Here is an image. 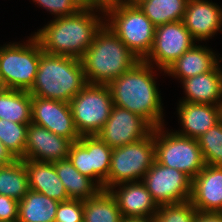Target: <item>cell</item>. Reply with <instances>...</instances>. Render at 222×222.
Wrapping results in <instances>:
<instances>
[{"mask_svg": "<svg viewBox=\"0 0 222 222\" xmlns=\"http://www.w3.org/2000/svg\"><path fill=\"white\" fill-rule=\"evenodd\" d=\"M95 12L104 13L97 8L84 7L74 15L56 17L33 36L47 54L80 59L105 24L102 16Z\"/></svg>", "mask_w": 222, "mask_h": 222, "instance_id": "6da1fadb", "label": "cell"}, {"mask_svg": "<svg viewBox=\"0 0 222 222\" xmlns=\"http://www.w3.org/2000/svg\"><path fill=\"white\" fill-rule=\"evenodd\" d=\"M153 67L144 60H140L108 86L115 106L141 116L153 128H156L164 124V114Z\"/></svg>", "mask_w": 222, "mask_h": 222, "instance_id": "7a4b0ae2", "label": "cell"}, {"mask_svg": "<svg viewBox=\"0 0 222 222\" xmlns=\"http://www.w3.org/2000/svg\"><path fill=\"white\" fill-rule=\"evenodd\" d=\"M90 84L109 85L140 59L104 24L80 58Z\"/></svg>", "mask_w": 222, "mask_h": 222, "instance_id": "3957f363", "label": "cell"}, {"mask_svg": "<svg viewBox=\"0 0 222 222\" xmlns=\"http://www.w3.org/2000/svg\"><path fill=\"white\" fill-rule=\"evenodd\" d=\"M87 84L80 59L43 52L35 82L28 92L43 99L69 103Z\"/></svg>", "mask_w": 222, "mask_h": 222, "instance_id": "277c9868", "label": "cell"}, {"mask_svg": "<svg viewBox=\"0 0 222 222\" xmlns=\"http://www.w3.org/2000/svg\"><path fill=\"white\" fill-rule=\"evenodd\" d=\"M103 16L105 24L133 54L140 60L148 56L154 44L155 26L138 6L116 5L106 9Z\"/></svg>", "mask_w": 222, "mask_h": 222, "instance_id": "5b68a950", "label": "cell"}, {"mask_svg": "<svg viewBox=\"0 0 222 222\" xmlns=\"http://www.w3.org/2000/svg\"><path fill=\"white\" fill-rule=\"evenodd\" d=\"M26 41L0 46V77L5 88L29 91L35 82L43 50L34 36Z\"/></svg>", "mask_w": 222, "mask_h": 222, "instance_id": "8992f818", "label": "cell"}, {"mask_svg": "<svg viewBox=\"0 0 222 222\" xmlns=\"http://www.w3.org/2000/svg\"><path fill=\"white\" fill-rule=\"evenodd\" d=\"M163 128L164 125L154 128L155 161L193 179L206 165L197 139L165 132Z\"/></svg>", "mask_w": 222, "mask_h": 222, "instance_id": "52a82bcc", "label": "cell"}, {"mask_svg": "<svg viewBox=\"0 0 222 222\" xmlns=\"http://www.w3.org/2000/svg\"><path fill=\"white\" fill-rule=\"evenodd\" d=\"M69 105L79 135L93 136L107 122L114 103L108 85L88 83Z\"/></svg>", "mask_w": 222, "mask_h": 222, "instance_id": "ba28073f", "label": "cell"}, {"mask_svg": "<svg viewBox=\"0 0 222 222\" xmlns=\"http://www.w3.org/2000/svg\"><path fill=\"white\" fill-rule=\"evenodd\" d=\"M155 161L154 128L142 140L113 148L107 190L124 182L142 181Z\"/></svg>", "mask_w": 222, "mask_h": 222, "instance_id": "9c48e42d", "label": "cell"}, {"mask_svg": "<svg viewBox=\"0 0 222 222\" xmlns=\"http://www.w3.org/2000/svg\"><path fill=\"white\" fill-rule=\"evenodd\" d=\"M112 151L97 135L81 136L71 144L68 158L82 175L107 190Z\"/></svg>", "mask_w": 222, "mask_h": 222, "instance_id": "30bf717a", "label": "cell"}, {"mask_svg": "<svg viewBox=\"0 0 222 222\" xmlns=\"http://www.w3.org/2000/svg\"><path fill=\"white\" fill-rule=\"evenodd\" d=\"M158 206L190 200L192 179L185 173L154 161L142 179Z\"/></svg>", "mask_w": 222, "mask_h": 222, "instance_id": "8fae6325", "label": "cell"}, {"mask_svg": "<svg viewBox=\"0 0 222 222\" xmlns=\"http://www.w3.org/2000/svg\"><path fill=\"white\" fill-rule=\"evenodd\" d=\"M196 41L182 21L155 27L154 44L145 62L166 71L178 58L195 45Z\"/></svg>", "mask_w": 222, "mask_h": 222, "instance_id": "7c38bea8", "label": "cell"}, {"mask_svg": "<svg viewBox=\"0 0 222 222\" xmlns=\"http://www.w3.org/2000/svg\"><path fill=\"white\" fill-rule=\"evenodd\" d=\"M152 130L153 127L141 116L114 105L97 136L109 147L118 148L144 139Z\"/></svg>", "mask_w": 222, "mask_h": 222, "instance_id": "4fadbf2b", "label": "cell"}, {"mask_svg": "<svg viewBox=\"0 0 222 222\" xmlns=\"http://www.w3.org/2000/svg\"><path fill=\"white\" fill-rule=\"evenodd\" d=\"M31 122L69 139L72 143L81 137L68 102L32 96Z\"/></svg>", "mask_w": 222, "mask_h": 222, "instance_id": "5bb4252c", "label": "cell"}, {"mask_svg": "<svg viewBox=\"0 0 222 222\" xmlns=\"http://www.w3.org/2000/svg\"><path fill=\"white\" fill-rule=\"evenodd\" d=\"M72 142L34 123L28 124L27 141L22 159L54 163L67 159Z\"/></svg>", "mask_w": 222, "mask_h": 222, "instance_id": "9a60e30c", "label": "cell"}, {"mask_svg": "<svg viewBox=\"0 0 222 222\" xmlns=\"http://www.w3.org/2000/svg\"><path fill=\"white\" fill-rule=\"evenodd\" d=\"M182 22L196 41H206L222 31V8L208 0H189Z\"/></svg>", "mask_w": 222, "mask_h": 222, "instance_id": "2e32d148", "label": "cell"}, {"mask_svg": "<svg viewBox=\"0 0 222 222\" xmlns=\"http://www.w3.org/2000/svg\"><path fill=\"white\" fill-rule=\"evenodd\" d=\"M190 201L197 211L222 212V166L205 165L192 179Z\"/></svg>", "mask_w": 222, "mask_h": 222, "instance_id": "e0dca14e", "label": "cell"}, {"mask_svg": "<svg viewBox=\"0 0 222 222\" xmlns=\"http://www.w3.org/2000/svg\"><path fill=\"white\" fill-rule=\"evenodd\" d=\"M109 191L116 199L122 217L155 216L157 213L159 206L142 181L117 184Z\"/></svg>", "mask_w": 222, "mask_h": 222, "instance_id": "ac0fdd59", "label": "cell"}, {"mask_svg": "<svg viewBox=\"0 0 222 222\" xmlns=\"http://www.w3.org/2000/svg\"><path fill=\"white\" fill-rule=\"evenodd\" d=\"M178 105L177 111L183 130L175 132L180 135L198 139L221 121V106L180 101Z\"/></svg>", "mask_w": 222, "mask_h": 222, "instance_id": "d6986e66", "label": "cell"}, {"mask_svg": "<svg viewBox=\"0 0 222 222\" xmlns=\"http://www.w3.org/2000/svg\"><path fill=\"white\" fill-rule=\"evenodd\" d=\"M219 63L209 72L182 80L184 99L190 102L207 105H222V69Z\"/></svg>", "mask_w": 222, "mask_h": 222, "instance_id": "ffe728a7", "label": "cell"}, {"mask_svg": "<svg viewBox=\"0 0 222 222\" xmlns=\"http://www.w3.org/2000/svg\"><path fill=\"white\" fill-rule=\"evenodd\" d=\"M29 176V188L59 202L69 200L53 163L22 159Z\"/></svg>", "mask_w": 222, "mask_h": 222, "instance_id": "44dd1931", "label": "cell"}, {"mask_svg": "<svg viewBox=\"0 0 222 222\" xmlns=\"http://www.w3.org/2000/svg\"><path fill=\"white\" fill-rule=\"evenodd\" d=\"M211 49L194 45L164 72L180 81L211 71L220 61Z\"/></svg>", "mask_w": 222, "mask_h": 222, "instance_id": "7402d4cb", "label": "cell"}, {"mask_svg": "<svg viewBox=\"0 0 222 222\" xmlns=\"http://www.w3.org/2000/svg\"><path fill=\"white\" fill-rule=\"evenodd\" d=\"M69 199L86 200L95 196L101 188L87 176L82 175L67 159L53 163Z\"/></svg>", "mask_w": 222, "mask_h": 222, "instance_id": "603a6c76", "label": "cell"}, {"mask_svg": "<svg viewBox=\"0 0 222 222\" xmlns=\"http://www.w3.org/2000/svg\"><path fill=\"white\" fill-rule=\"evenodd\" d=\"M59 203L30 189L18 202V222H55Z\"/></svg>", "mask_w": 222, "mask_h": 222, "instance_id": "cb8c5ba5", "label": "cell"}, {"mask_svg": "<svg viewBox=\"0 0 222 222\" xmlns=\"http://www.w3.org/2000/svg\"><path fill=\"white\" fill-rule=\"evenodd\" d=\"M32 95L28 91L0 90V119L19 124L31 123Z\"/></svg>", "mask_w": 222, "mask_h": 222, "instance_id": "d4e9b609", "label": "cell"}, {"mask_svg": "<svg viewBox=\"0 0 222 222\" xmlns=\"http://www.w3.org/2000/svg\"><path fill=\"white\" fill-rule=\"evenodd\" d=\"M84 222H121L122 214L109 190L101 189L95 196L83 200Z\"/></svg>", "mask_w": 222, "mask_h": 222, "instance_id": "484cf974", "label": "cell"}, {"mask_svg": "<svg viewBox=\"0 0 222 222\" xmlns=\"http://www.w3.org/2000/svg\"><path fill=\"white\" fill-rule=\"evenodd\" d=\"M189 0H145L139 9L155 27L166 23L182 21Z\"/></svg>", "mask_w": 222, "mask_h": 222, "instance_id": "4316f807", "label": "cell"}, {"mask_svg": "<svg viewBox=\"0 0 222 222\" xmlns=\"http://www.w3.org/2000/svg\"><path fill=\"white\" fill-rule=\"evenodd\" d=\"M29 190L28 171L22 159H16L0 169V195L19 201Z\"/></svg>", "mask_w": 222, "mask_h": 222, "instance_id": "83f0119b", "label": "cell"}, {"mask_svg": "<svg viewBox=\"0 0 222 222\" xmlns=\"http://www.w3.org/2000/svg\"><path fill=\"white\" fill-rule=\"evenodd\" d=\"M27 129L28 124H19L0 119V141L16 159L24 157Z\"/></svg>", "mask_w": 222, "mask_h": 222, "instance_id": "f1b7e54d", "label": "cell"}, {"mask_svg": "<svg viewBox=\"0 0 222 222\" xmlns=\"http://www.w3.org/2000/svg\"><path fill=\"white\" fill-rule=\"evenodd\" d=\"M206 165L222 166V121L197 139Z\"/></svg>", "mask_w": 222, "mask_h": 222, "instance_id": "f546056e", "label": "cell"}, {"mask_svg": "<svg viewBox=\"0 0 222 222\" xmlns=\"http://www.w3.org/2000/svg\"><path fill=\"white\" fill-rule=\"evenodd\" d=\"M197 210L191 201L163 204L158 207L154 222H194Z\"/></svg>", "mask_w": 222, "mask_h": 222, "instance_id": "4dcf8cb0", "label": "cell"}, {"mask_svg": "<svg viewBox=\"0 0 222 222\" xmlns=\"http://www.w3.org/2000/svg\"><path fill=\"white\" fill-rule=\"evenodd\" d=\"M84 204L80 199L60 202L56 211L55 222H84Z\"/></svg>", "mask_w": 222, "mask_h": 222, "instance_id": "1f68e13d", "label": "cell"}, {"mask_svg": "<svg viewBox=\"0 0 222 222\" xmlns=\"http://www.w3.org/2000/svg\"><path fill=\"white\" fill-rule=\"evenodd\" d=\"M56 17L71 16L84 6L78 0H33Z\"/></svg>", "mask_w": 222, "mask_h": 222, "instance_id": "d6a6232c", "label": "cell"}, {"mask_svg": "<svg viewBox=\"0 0 222 222\" xmlns=\"http://www.w3.org/2000/svg\"><path fill=\"white\" fill-rule=\"evenodd\" d=\"M18 200L0 195V222L18 221Z\"/></svg>", "mask_w": 222, "mask_h": 222, "instance_id": "836d02e7", "label": "cell"}, {"mask_svg": "<svg viewBox=\"0 0 222 222\" xmlns=\"http://www.w3.org/2000/svg\"><path fill=\"white\" fill-rule=\"evenodd\" d=\"M194 222H222V212L197 211Z\"/></svg>", "mask_w": 222, "mask_h": 222, "instance_id": "e575fe53", "label": "cell"}, {"mask_svg": "<svg viewBox=\"0 0 222 222\" xmlns=\"http://www.w3.org/2000/svg\"><path fill=\"white\" fill-rule=\"evenodd\" d=\"M121 4L122 0H89V7L97 8L103 11L110 7Z\"/></svg>", "mask_w": 222, "mask_h": 222, "instance_id": "d590c367", "label": "cell"}, {"mask_svg": "<svg viewBox=\"0 0 222 222\" xmlns=\"http://www.w3.org/2000/svg\"><path fill=\"white\" fill-rule=\"evenodd\" d=\"M16 158L9 152V150L0 141V169L5 165L14 162Z\"/></svg>", "mask_w": 222, "mask_h": 222, "instance_id": "8d00e7d4", "label": "cell"}, {"mask_svg": "<svg viewBox=\"0 0 222 222\" xmlns=\"http://www.w3.org/2000/svg\"><path fill=\"white\" fill-rule=\"evenodd\" d=\"M121 222H154V216L123 217Z\"/></svg>", "mask_w": 222, "mask_h": 222, "instance_id": "74e56055", "label": "cell"}, {"mask_svg": "<svg viewBox=\"0 0 222 222\" xmlns=\"http://www.w3.org/2000/svg\"><path fill=\"white\" fill-rule=\"evenodd\" d=\"M143 1L145 0H122V4L127 6H138Z\"/></svg>", "mask_w": 222, "mask_h": 222, "instance_id": "f35d334b", "label": "cell"}, {"mask_svg": "<svg viewBox=\"0 0 222 222\" xmlns=\"http://www.w3.org/2000/svg\"><path fill=\"white\" fill-rule=\"evenodd\" d=\"M84 7H89V0H78Z\"/></svg>", "mask_w": 222, "mask_h": 222, "instance_id": "ab89813d", "label": "cell"}, {"mask_svg": "<svg viewBox=\"0 0 222 222\" xmlns=\"http://www.w3.org/2000/svg\"><path fill=\"white\" fill-rule=\"evenodd\" d=\"M4 88H5L4 84H3L2 80H1V77H0V90H3Z\"/></svg>", "mask_w": 222, "mask_h": 222, "instance_id": "60d3db41", "label": "cell"}, {"mask_svg": "<svg viewBox=\"0 0 222 222\" xmlns=\"http://www.w3.org/2000/svg\"><path fill=\"white\" fill-rule=\"evenodd\" d=\"M221 121H222V105H221Z\"/></svg>", "mask_w": 222, "mask_h": 222, "instance_id": "b9f144b4", "label": "cell"}]
</instances>
